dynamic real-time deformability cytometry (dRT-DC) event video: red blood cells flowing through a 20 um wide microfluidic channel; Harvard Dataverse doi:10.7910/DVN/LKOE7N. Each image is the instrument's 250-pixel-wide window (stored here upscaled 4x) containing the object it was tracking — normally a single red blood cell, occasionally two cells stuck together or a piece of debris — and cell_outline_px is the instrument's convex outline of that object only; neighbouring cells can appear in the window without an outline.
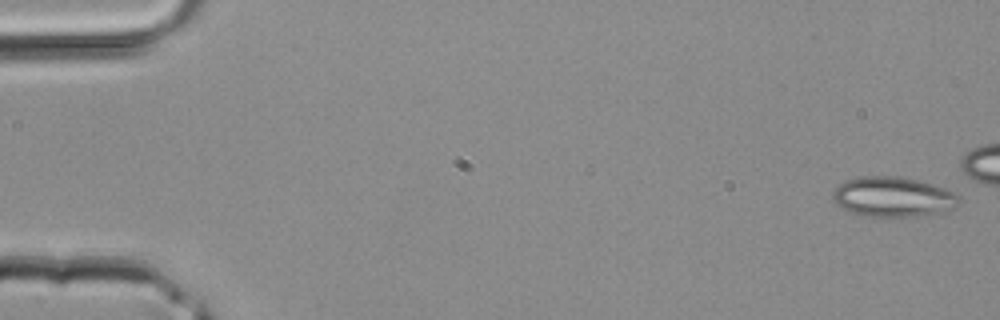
{"species": "common noctule bat (a hibernating species)", "species_latin": "Nyctalus noctula", "temperature_condition": "room temperature", "stored_images_in_passage": 33, "camera_frame_rate_fps": 3000, "um_per_image_px": 0.085, "animal": {"sex": "male", "body_mass_g": 20.4}, "frame": {"image": 1, "passage_image": 1, "time_ms": 0.0, "image_size_px": [1000, 320], "cell_outline_px": [[960, 200], [952, 208], [940, 212], [916, 216], [888, 220], [864, 216], [840, 208], [832, 200], [832, 192], [844, 180], [860, 176], [900, 176], [932, 184], [956, 192], [960, 196]], "centroid_in_image_um": [75.86, 16.76], "position_along_channel_um": 9.1, "area_um2": 30.17}}
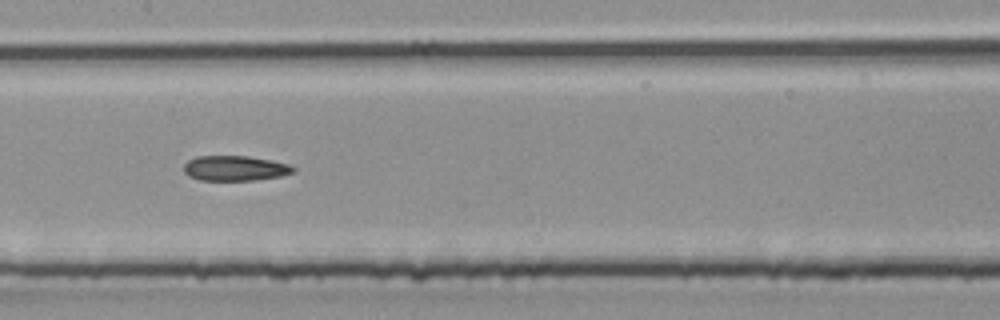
{"frame": {"image": 2, "passage_image": 20, "time_ms": 6.333, "image_size_px": [1000, 320], "cell_outline_px": [[296, 172], [280, 176], [256, 180], [200, 180], [188, 176], [184, 172], [184, 164], [188, 160], [196, 156], [248, 156], [272, 160], [288, 164], [296, 168]], "centroid_in_image_um": [19.98, 14.3], "position_along_channel_um": 187.4, "area_um2": 16.13}}
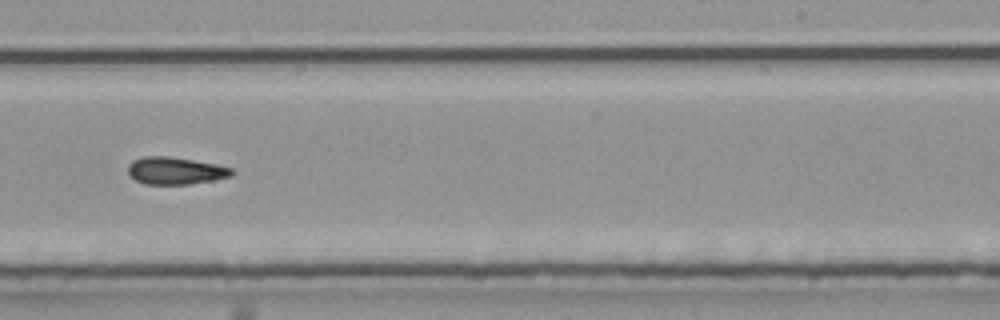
{"frame": {"image": 3, "passage_image": 25, "time_ms": 8.0, "image_size_px": [1000, 320], "cell_outline_px": [[236, 172], [232, 176], [212, 180], [188, 184], [144, 184], [136, 180], [128, 172], [128, 164], [132, 160], [144, 156], [168, 156], [216, 164], [232, 168]], "centroid_in_image_um": [14.91, 14.5], "position_along_channel_um": 274.1, "area_um2": 16.47}}